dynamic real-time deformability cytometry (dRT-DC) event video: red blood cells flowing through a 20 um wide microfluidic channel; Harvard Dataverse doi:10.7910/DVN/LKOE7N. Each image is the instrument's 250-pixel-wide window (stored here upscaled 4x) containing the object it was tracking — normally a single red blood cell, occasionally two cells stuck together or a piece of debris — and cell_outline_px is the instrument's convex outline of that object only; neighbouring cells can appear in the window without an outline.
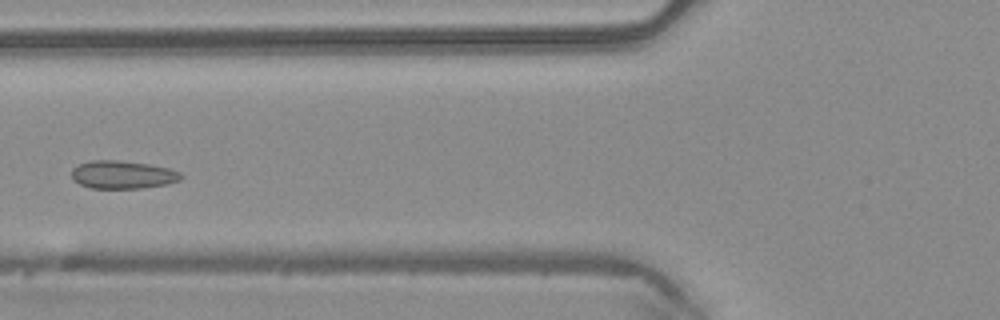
{"species": "common noctule bat (a hibernating species)", "species_latin": "Nyctalus noctula", "temperature_condition": "warm", "stored_images_in_passage": 7, "camera_frame_rate_fps": 3000, "um_per_image_px": 0.085, "animal": {"sex": "male", "body_mass_g": 20.4}, "frame": {"image": 1, "passage_image": 6, "time_ms": 1.667, "image_size_px": [1000, 320], "cell_outline_px": [[184, 176], [180, 180], [168, 184], [140, 188], [92, 188], [80, 184], [72, 180], [72, 168], [88, 160], [116, 160], [148, 164], [168, 168], [180, 172]], "centroid_in_image_um": [10.42, 14.85], "position_along_channel_um": 115.4, "area_um2": 17.86}}
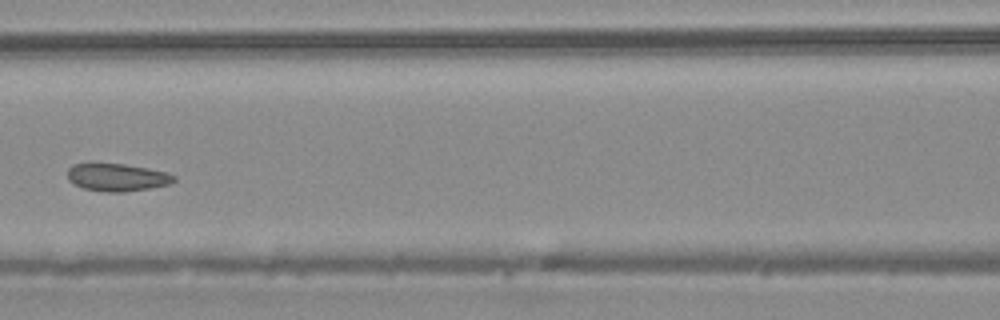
{"frame": {"image": 2, "passage_image": 7, "time_ms": 2.0, "image_size_px": [1000, 320], "cell_outline_px": [[176, 180], [168, 184], [148, 188], [124, 192], [108, 192], [84, 188], [72, 184], [68, 180], [68, 168], [72, 164], [124, 164], [148, 168], [168, 172], [176, 176]], "centroid_in_image_um": [9.96, 15.07], "position_along_channel_um": 156.6, "area_um2": 17.05}}